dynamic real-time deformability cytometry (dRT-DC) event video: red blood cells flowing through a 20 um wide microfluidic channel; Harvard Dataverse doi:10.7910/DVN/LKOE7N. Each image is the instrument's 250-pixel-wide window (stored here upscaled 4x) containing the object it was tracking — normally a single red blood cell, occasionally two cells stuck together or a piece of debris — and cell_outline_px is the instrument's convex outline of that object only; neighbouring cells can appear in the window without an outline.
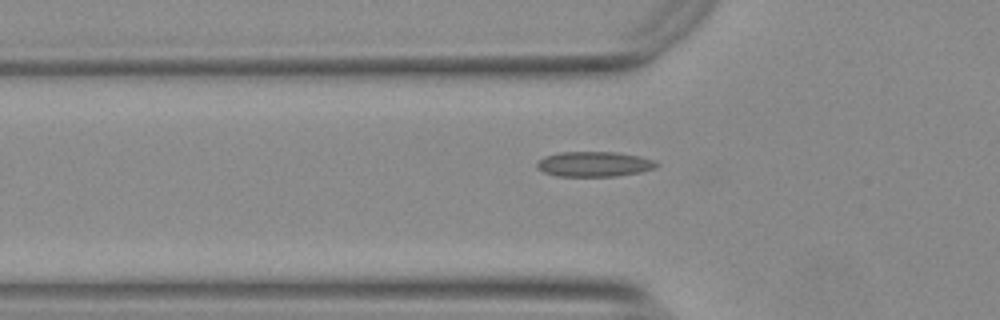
{"species": "Egyptian fruit bat (a non-hibernating species)", "species_latin": "Rousettus aegyptiacus", "temperature_condition": "warm", "stored_images_in_passage": 33, "camera_frame_rate_fps": 3000, "um_per_image_px": 0.085, "animal": {"sex": "female"}, "frame": {"image": 1, "passage_image": 3, "time_ms": 0.667, "image_size_px": [1000, 320], "cell_outline_px": [[660, 164], [652, 168], [640, 172], [616, 176], [556, 176], [544, 172], [536, 168], [536, 164], [544, 156], [560, 152], [616, 152], [640, 156], [656, 160]], "centroid_in_image_um": [50.5, 13.94], "position_along_channel_um": 75.3, "area_um2": 17.51}}
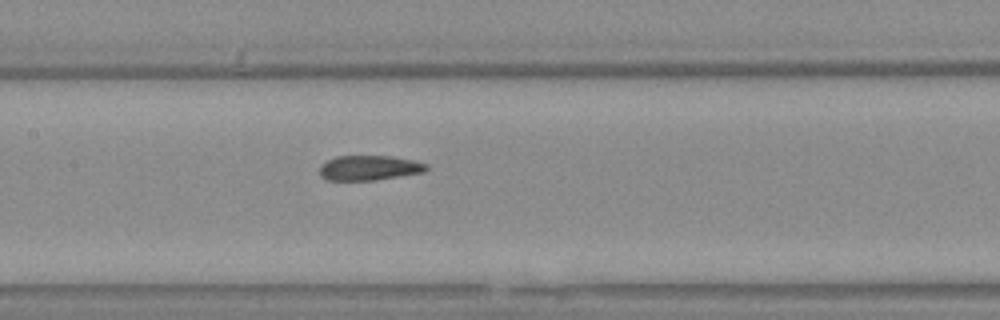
{"frame": {"image": 2, "passage_image": 11, "time_ms": 3.333, "image_size_px": [1000, 320], "cell_outline_px": [[428, 168], [424, 172], [376, 180], [328, 180], [320, 176], [320, 164], [336, 156], [392, 156], [412, 160], [428, 164]], "centroid_in_image_um": [31.38, 14.27], "position_along_channel_um": 176.0, "area_um2": 15.49}}
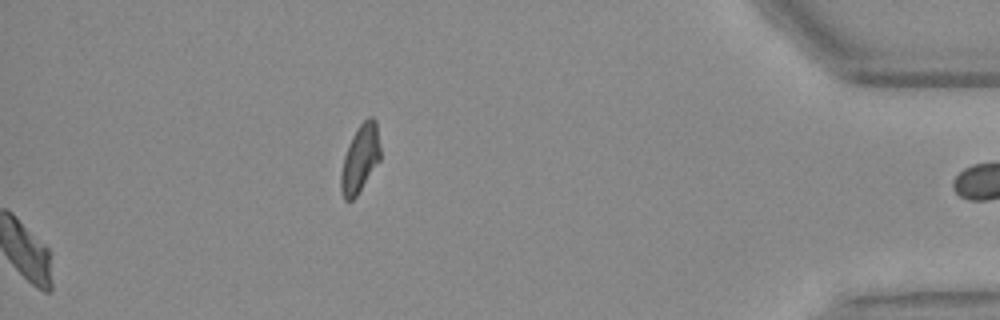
{"frame": {"image": 3, "passage_image": 33, "time_ms": 10.667, "image_size_px": [1000, 320], "cell_outline_px": [[380, 160], [356, 196], [352, 200], [344, 200], [340, 192], [340, 172], [344, 156], [348, 144], [356, 128], [368, 116], [372, 116], [376, 120], [380, 148]], "centroid_in_image_um": [30.59, 13.47], "position_along_channel_um": 404.6, "area_um2": 15.66}, "authors_computed_cell_mechanics": {"area_um2": 16.0684, "velocity_mm_per_s": 3.7666, "shape_relaxation_time_tau1_ms": null, "shape_relaxation_time_tau2_ms": 2.4708, "deformation_change_tau1": null, "deformation_change_tau2": 0.0873}}